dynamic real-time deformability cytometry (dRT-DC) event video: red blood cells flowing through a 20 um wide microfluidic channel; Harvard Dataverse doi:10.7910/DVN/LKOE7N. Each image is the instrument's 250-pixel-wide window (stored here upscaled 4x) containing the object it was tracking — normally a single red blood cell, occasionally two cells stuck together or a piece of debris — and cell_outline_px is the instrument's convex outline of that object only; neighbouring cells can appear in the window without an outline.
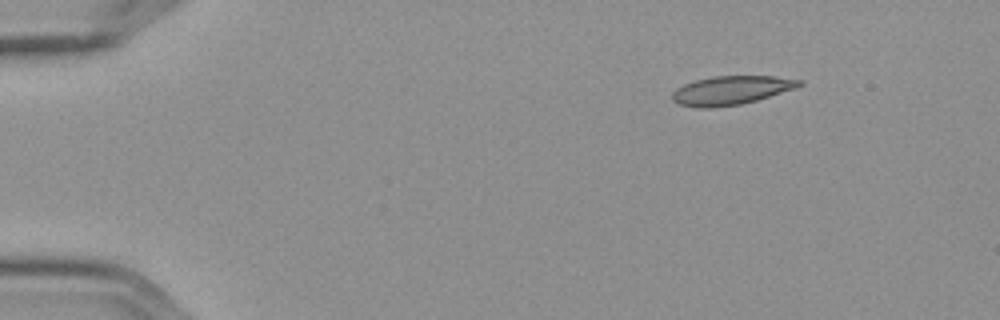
{"species": "Egyptian fruit bat (a non-hibernating species)", "species_latin": "Rousettus aegyptiacus", "temperature_condition": "cold", "stored_images_in_passage": 5, "camera_frame_rate_fps": 3000, "um_per_image_px": 0.085, "frame": {"image": 1, "passage_image": 3, "time_ms": 0.667, "image_size_px": [1000, 320], "cell_outline_px": [[804, 84], [796, 88], [756, 100], [740, 104], [712, 108], [700, 108], [676, 104], [672, 100], [672, 92], [676, 88], [684, 84], [696, 80], [712, 76], [772, 76], [804, 80]], "centroid_in_image_um": [62.13, 7.68], "position_along_channel_um": 22.9, "area_um2": 21.39}}